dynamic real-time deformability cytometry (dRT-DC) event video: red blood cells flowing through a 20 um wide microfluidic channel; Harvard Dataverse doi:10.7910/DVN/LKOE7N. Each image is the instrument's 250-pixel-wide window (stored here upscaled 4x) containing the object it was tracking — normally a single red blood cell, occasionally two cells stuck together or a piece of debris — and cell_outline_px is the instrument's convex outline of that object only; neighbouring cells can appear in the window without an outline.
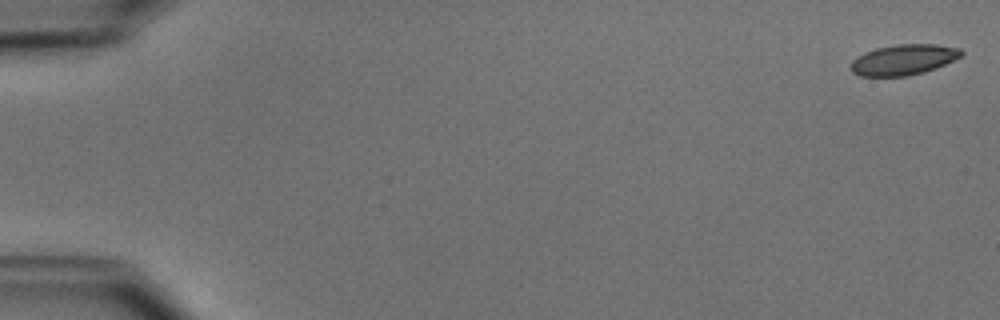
{"species": "common noctule bat (a hibernating species)", "species_latin": "Nyctalus noctula", "temperature_condition": "cold", "stored_images_in_passage": 52, "camera_frame_rate_fps": 3000, "um_per_image_px": 0.085, "animal": {"sex": "male", "body_mass_g": 15.6}, "frame": {"image": 1, "passage_image": 1, "time_ms": 0.0, "image_size_px": [1000, 320], "cell_outline_px": [[964, 52], [960, 56], [936, 68], [924, 72], [908, 76], [860, 76], [852, 72], [848, 68], [852, 60], [856, 56], [864, 52], [876, 48], [896, 44], [936, 44], [960, 48]], "centroid_in_image_um": [76.75, 5.07], "position_along_channel_um": 8.3, "area_um2": 19.83}}
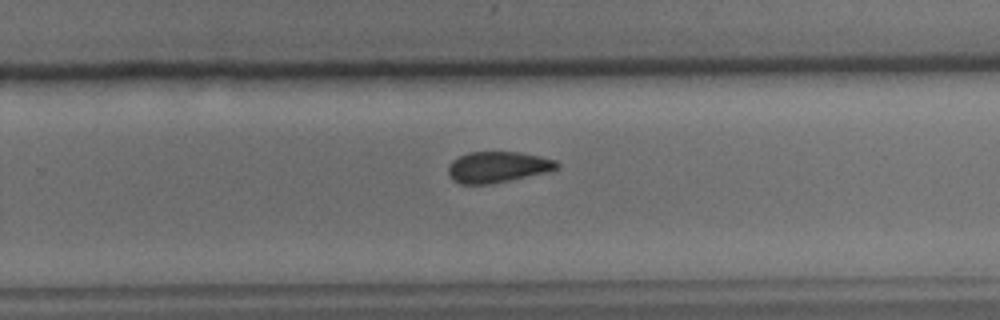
{"frame": {"image": 2, "passage_image": 34, "time_ms": 11.0, "image_size_px": [1000, 320], "cell_outline_px": [[560, 164], [556, 168], [548, 172], [492, 184], [460, 184], [452, 180], [448, 172], [448, 164], [452, 160], [468, 152], [520, 152], [540, 156], [556, 160]], "centroid_in_image_um": [42.29, 14.2], "position_along_channel_um": 287.5, "area_um2": 19.77}}
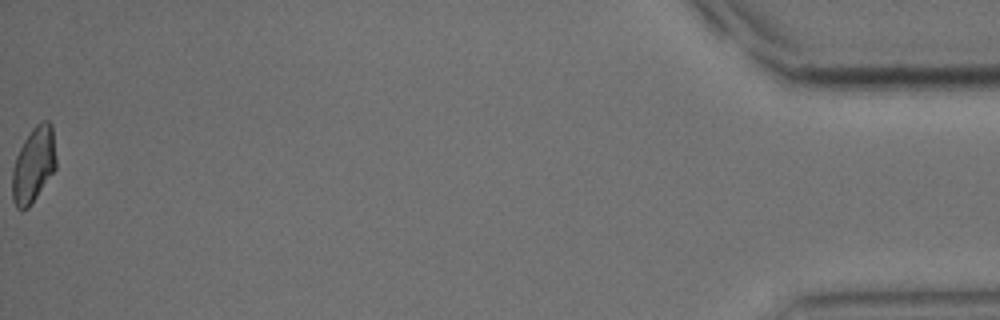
{"frame": {"image": 3, "passage_image": 52, "time_ms": 17.0, "image_size_px": [1000, 320], "cell_outline_px": [[56, 168], [28, 208], [20, 212], [16, 208], [12, 200], [12, 168], [16, 156], [24, 140], [32, 128], [36, 124], [44, 120], [48, 120], [52, 124], [56, 160]], "centroid_in_image_um": [2.83, 14.02], "position_along_channel_um": 432.4, "area_um2": 19.36}, "authors_computed_cell_mechanics": {"area_um2": 20.23, "velocity_mm_per_s": 3.9324, "shape_relaxation_time_tau1_ms": 4.4295, "shape_relaxation_time_tau2_ms": 3.7089, "deformation_change_tau1": 0.091, "deformation_change_tau2": 0.097}}